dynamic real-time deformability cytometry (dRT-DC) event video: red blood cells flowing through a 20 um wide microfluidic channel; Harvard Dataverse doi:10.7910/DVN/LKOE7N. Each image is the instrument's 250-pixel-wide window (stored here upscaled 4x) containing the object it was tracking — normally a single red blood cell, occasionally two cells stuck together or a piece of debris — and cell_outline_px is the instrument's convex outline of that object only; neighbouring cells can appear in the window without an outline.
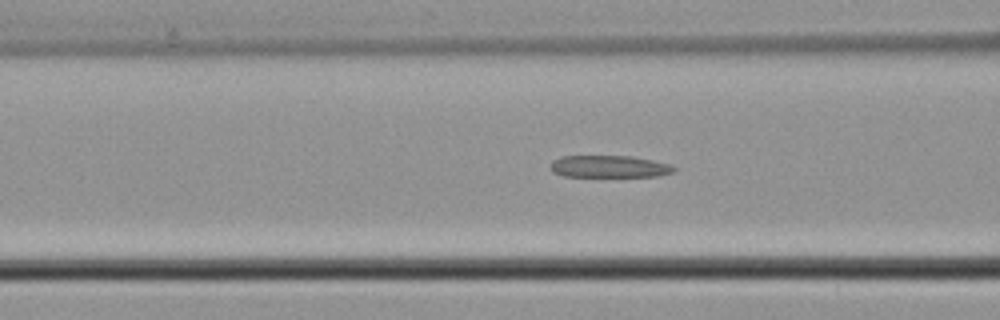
{"species": "common noctule bat (a hibernating species)", "species_latin": "Nyctalus noctula", "temperature_condition": "cold", "stored_images_in_passage": 36, "camera_frame_rate_fps": 3000, "um_per_image_px": 0.085, "animal": {"sex": "male", "body_mass_g": 21.5, "forearm_length_mm": 52.0}, "frame": {"image": 1, "passage_image": 14, "time_ms": 4.333, "image_size_px": [1000, 320], "cell_outline_px": [[676, 168], [672, 172], [656, 176], [564, 176], [552, 172], [552, 160], [564, 156], [632, 156], [672, 164]], "centroid_in_image_um": [51.8, 14.15], "position_along_channel_um": 114.8, "area_um2": 15.72}}
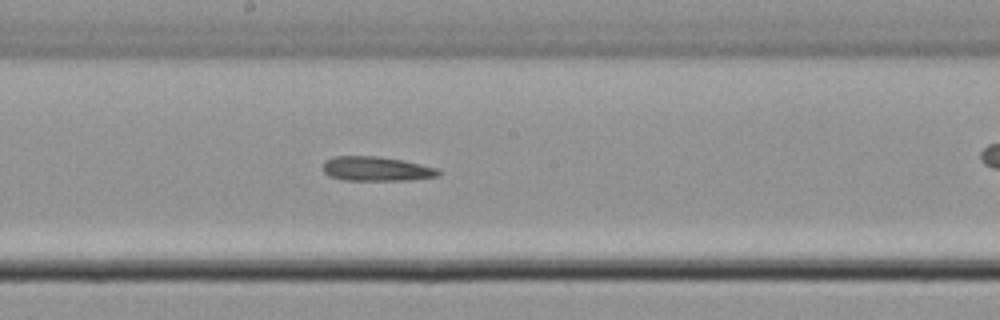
{"frame": {"image": 2, "passage_image": 22, "time_ms": 7.0, "image_size_px": [1000, 320], "cell_outline_px": [[440, 172], [436, 176], [412, 180], [344, 180], [328, 176], [324, 172], [324, 164], [332, 156], [376, 156], [400, 160], [440, 168]], "centroid_in_image_um": [32.0, 14.35], "position_along_channel_um": 216.2, "area_um2": 16.3}}
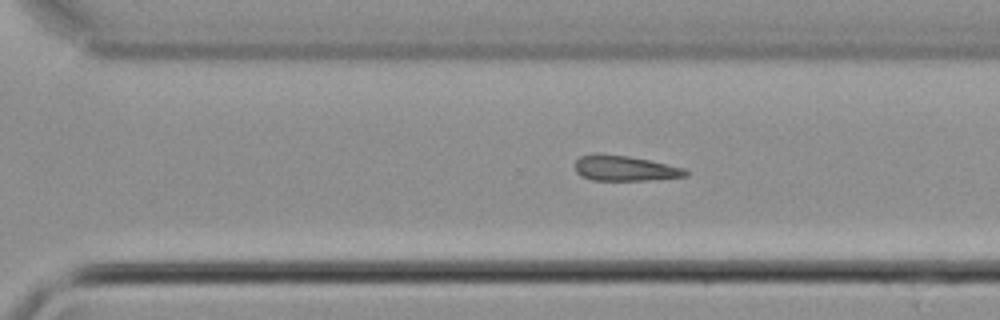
{"frame": {"image": 3, "passage_image": 30, "time_ms": 9.667, "image_size_px": [1000, 320], "cell_outline_px": [[688, 176], [648, 180], [592, 180], [580, 176], [576, 172], [576, 160], [580, 156], [628, 156], [648, 160], [684, 168], [688, 172]], "centroid_in_image_um": [53.15, 14.35], "position_along_channel_um": 317.5, "area_um2": 15.66}}